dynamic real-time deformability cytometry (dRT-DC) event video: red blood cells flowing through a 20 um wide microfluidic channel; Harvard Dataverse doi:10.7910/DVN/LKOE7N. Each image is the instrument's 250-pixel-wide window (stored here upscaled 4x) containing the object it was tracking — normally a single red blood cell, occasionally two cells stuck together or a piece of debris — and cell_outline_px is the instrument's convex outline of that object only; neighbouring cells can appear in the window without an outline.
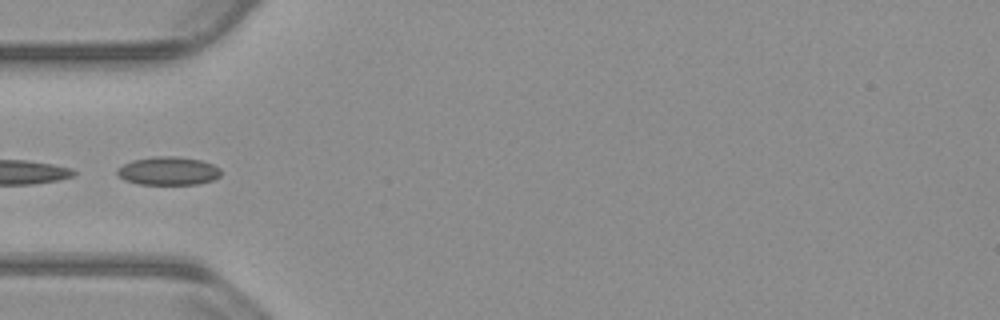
{"species": "common noctule bat (a hibernating species)", "species_latin": "Nyctalus noctula", "temperature_condition": "warm", "stored_images_in_passage": 4, "camera_frame_rate_fps": 3000, "um_per_image_px": 0.085, "animal": {"sex": "male", "body_mass_g": 23.1, "forearm_length_mm": 52.7}, "frame": {"image": 1, "passage_image": 1, "time_ms": 0.0, "image_size_px": [1000, 320], "cell_outline_px": [[220, 176], [212, 180], [196, 184], [140, 184], [124, 180], [116, 172], [116, 168], [132, 160], [152, 156], [176, 156], [200, 160], [212, 164], [220, 168]], "centroid_in_image_um": [14.28, 14.52], "position_along_channel_um": 70.7, "area_um2": 17.11}}